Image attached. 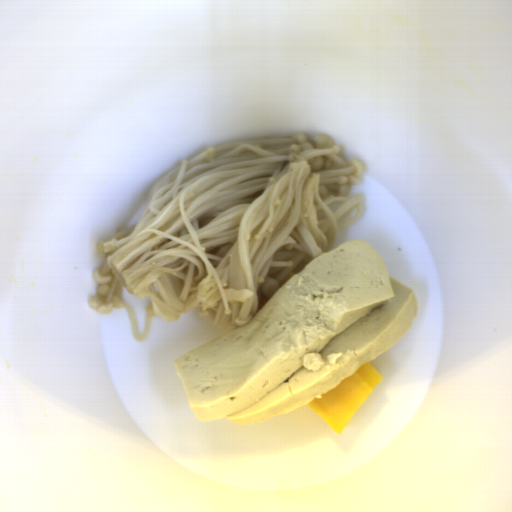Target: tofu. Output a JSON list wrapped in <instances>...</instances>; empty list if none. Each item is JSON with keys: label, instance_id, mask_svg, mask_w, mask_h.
<instances>
[{"label": "tofu", "instance_id": "tofu-1", "mask_svg": "<svg viewBox=\"0 0 512 512\" xmlns=\"http://www.w3.org/2000/svg\"><path fill=\"white\" fill-rule=\"evenodd\" d=\"M415 292L365 240L314 258L250 320L174 361L197 420L248 426L298 409L386 352Z\"/></svg>", "mask_w": 512, "mask_h": 512}]
</instances>
